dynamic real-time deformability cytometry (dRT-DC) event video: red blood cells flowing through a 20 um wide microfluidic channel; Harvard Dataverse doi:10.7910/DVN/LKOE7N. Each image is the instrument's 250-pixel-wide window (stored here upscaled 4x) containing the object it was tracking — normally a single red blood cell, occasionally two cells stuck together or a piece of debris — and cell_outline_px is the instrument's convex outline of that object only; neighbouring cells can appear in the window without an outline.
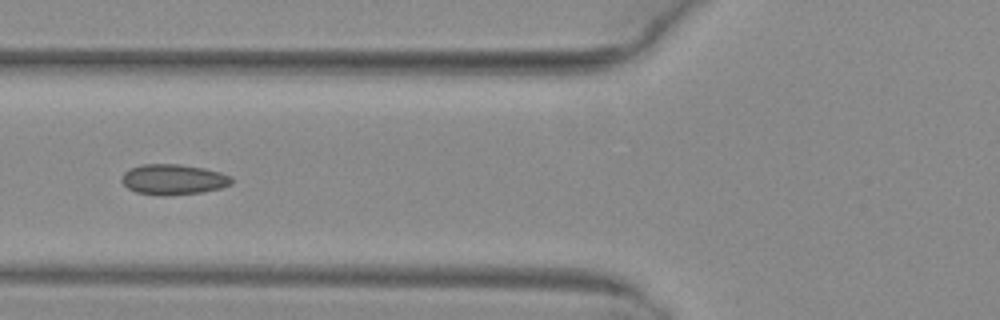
{"species": "common noctule bat (a hibernating species)", "species_latin": "Nyctalus noctula", "temperature_condition": "warm", "stored_images_in_passage": 6, "camera_frame_rate_fps": 3000, "um_per_image_px": 0.085, "animal": {"sex": "female", "body_mass_g": 29.2, "forearm_length_mm": 56.3}, "frame": {"image": 1, "passage_image": 6, "time_ms": 1.667, "image_size_px": [1000, 320], "cell_outline_px": [[232, 184], [220, 188], [204, 192], [164, 196], [160, 196], [136, 192], [128, 188], [120, 180], [124, 172], [132, 168], [144, 164], [180, 164], [204, 168], [220, 172], [232, 176]], "centroid_in_image_um": [14.75, 15.26], "position_along_channel_um": 111.1, "area_um2": 19.59}}